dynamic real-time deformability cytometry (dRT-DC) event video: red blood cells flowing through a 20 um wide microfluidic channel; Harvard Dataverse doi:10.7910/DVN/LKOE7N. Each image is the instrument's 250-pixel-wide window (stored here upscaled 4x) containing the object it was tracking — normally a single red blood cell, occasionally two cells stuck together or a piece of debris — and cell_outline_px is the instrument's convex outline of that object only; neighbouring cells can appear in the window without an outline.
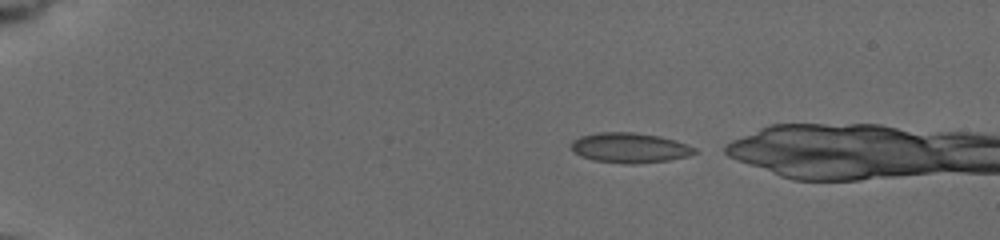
{"species": "common noctule bat (a hibernating species)", "species_latin": "Nyctalus noctula", "temperature_condition": "cold", "stored_images_in_passage": 4, "camera_frame_rate_fps": 3000, "um_per_image_px": 0.085, "animal": {"sex": "female", "body_mass_g": 19.5, "forearm_length_mm": 54.1}, "frame": {"image": 1, "passage_image": 1, "time_ms": 0.0, "image_size_px": [1000, 240], "cell_outline_px": [[696, 152], [688, 156], [668, 160], [632, 164], [624, 164], [592, 160], [580, 156], [572, 148], [572, 140], [580, 136], [600, 132], [632, 132], [660, 136], [676, 140], [688, 144], [696, 148]], "centroid_in_image_um": [53.54, 12.56], "position_along_channel_um": 31.5, "area_um2": 21.62}}